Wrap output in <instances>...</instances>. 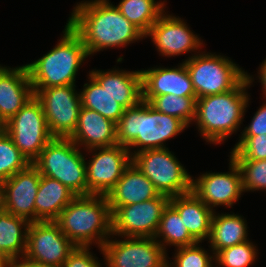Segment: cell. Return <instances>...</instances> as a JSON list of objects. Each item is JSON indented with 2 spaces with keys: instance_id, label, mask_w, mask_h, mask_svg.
Instances as JSON below:
<instances>
[{
  "instance_id": "6da1fadb",
  "label": "cell",
  "mask_w": 266,
  "mask_h": 267,
  "mask_svg": "<svg viewBox=\"0 0 266 267\" xmlns=\"http://www.w3.org/2000/svg\"><path fill=\"white\" fill-rule=\"evenodd\" d=\"M74 6L67 23L80 36L91 57L107 49L127 48L145 40V34L110 0H82Z\"/></svg>"
},
{
  "instance_id": "7a4b0ae2",
  "label": "cell",
  "mask_w": 266,
  "mask_h": 267,
  "mask_svg": "<svg viewBox=\"0 0 266 267\" xmlns=\"http://www.w3.org/2000/svg\"><path fill=\"white\" fill-rule=\"evenodd\" d=\"M248 80L245 77L234 89L198 98L192 126L207 144L221 145L234 133L241 131L250 105Z\"/></svg>"
},
{
  "instance_id": "3957f363",
  "label": "cell",
  "mask_w": 266,
  "mask_h": 267,
  "mask_svg": "<svg viewBox=\"0 0 266 267\" xmlns=\"http://www.w3.org/2000/svg\"><path fill=\"white\" fill-rule=\"evenodd\" d=\"M186 128L180 119L158 112L142 100L124 110L116 123V139L132 156L144 150L167 148L166 142Z\"/></svg>"
},
{
  "instance_id": "277c9868",
  "label": "cell",
  "mask_w": 266,
  "mask_h": 267,
  "mask_svg": "<svg viewBox=\"0 0 266 267\" xmlns=\"http://www.w3.org/2000/svg\"><path fill=\"white\" fill-rule=\"evenodd\" d=\"M88 57L90 59L82 39L66 22L57 44L37 60L26 64L33 92L76 85L78 71Z\"/></svg>"
},
{
  "instance_id": "5b68a950",
  "label": "cell",
  "mask_w": 266,
  "mask_h": 267,
  "mask_svg": "<svg viewBox=\"0 0 266 267\" xmlns=\"http://www.w3.org/2000/svg\"><path fill=\"white\" fill-rule=\"evenodd\" d=\"M55 222L76 246L101 248L112 235V217L106 196H76Z\"/></svg>"
},
{
  "instance_id": "8992f818",
  "label": "cell",
  "mask_w": 266,
  "mask_h": 267,
  "mask_svg": "<svg viewBox=\"0 0 266 267\" xmlns=\"http://www.w3.org/2000/svg\"><path fill=\"white\" fill-rule=\"evenodd\" d=\"M85 157L70 138H53L32 164L40 175L58 180L77 196H87Z\"/></svg>"
},
{
  "instance_id": "52a82bcc",
  "label": "cell",
  "mask_w": 266,
  "mask_h": 267,
  "mask_svg": "<svg viewBox=\"0 0 266 267\" xmlns=\"http://www.w3.org/2000/svg\"><path fill=\"white\" fill-rule=\"evenodd\" d=\"M206 51H201L183 61L191 77L197 99L230 91L246 77L245 69L230 57Z\"/></svg>"
},
{
  "instance_id": "ba28073f",
  "label": "cell",
  "mask_w": 266,
  "mask_h": 267,
  "mask_svg": "<svg viewBox=\"0 0 266 267\" xmlns=\"http://www.w3.org/2000/svg\"><path fill=\"white\" fill-rule=\"evenodd\" d=\"M169 148L149 149L132 155V163L168 197L192 191V175Z\"/></svg>"
},
{
  "instance_id": "9c48e42d",
  "label": "cell",
  "mask_w": 266,
  "mask_h": 267,
  "mask_svg": "<svg viewBox=\"0 0 266 267\" xmlns=\"http://www.w3.org/2000/svg\"><path fill=\"white\" fill-rule=\"evenodd\" d=\"M3 130L30 163L54 138L49 131L41 103L35 96L3 124Z\"/></svg>"
},
{
  "instance_id": "30bf717a",
  "label": "cell",
  "mask_w": 266,
  "mask_h": 267,
  "mask_svg": "<svg viewBox=\"0 0 266 267\" xmlns=\"http://www.w3.org/2000/svg\"><path fill=\"white\" fill-rule=\"evenodd\" d=\"M98 249L106 267H167L168 253L153 237L112 234Z\"/></svg>"
},
{
  "instance_id": "8fae6325",
  "label": "cell",
  "mask_w": 266,
  "mask_h": 267,
  "mask_svg": "<svg viewBox=\"0 0 266 267\" xmlns=\"http://www.w3.org/2000/svg\"><path fill=\"white\" fill-rule=\"evenodd\" d=\"M34 96L41 103L51 135L69 138L76 129L82 107L76 85L38 89Z\"/></svg>"
},
{
  "instance_id": "7c38bea8",
  "label": "cell",
  "mask_w": 266,
  "mask_h": 267,
  "mask_svg": "<svg viewBox=\"0 0 266 267\" xmlns=\"http://www.w3.org/2000/svg\"><path fill=\"white\" fill-rule=\"evenodd\" d=\"M147 38L151 39L159 56L171 58L190 53L182 61L190 59L205 47V42L191 30L183 17L169 14L167 10L150 27L145 34Z\"/></svg>"
},
{
  "instance_id": "4fadbf2b",
  "label": "cell",
  "mask_w": 266,
  "mask_h": 267,
  "mask_svg": "<svg viewBox=\"0 0 266 267\" xmlns=\"http://www.w3.org/2000/svg\"><path fill=\"white\" fill-rule=\"evenodd\" d=\"M85 156L88 195L106 196L132 162L128 148L119 144L86 150Z\"/></svg>"
},
{
  "instance_id": "5bb4252c",
  "label": "cell",
  "mask_w": 266,
  "mask_h": 267,
  "mask_svg": "<svg viewBox=\"0 0 266 267\" xmlns=\"http://www.w3.org/2000/svg\"><path fill=\"white\" fill-rule=\"evenodd\" d=\"M75 247L55 221L30 222L26 253L21 261L62 266Z\"/></svg>"
},
{
  "instance_id": "9a60e30c",
  "label": "cell",
  "mask_w": 266,
  "mask_h": 267,
  "mask_svg": "<svg viewBox=\"0 0 266 267\" xmlns=\"http://www.w3.org/2000/svg\"><path fill=\"white\" fill-rule=\"evenodd\" d=\"M228 157V172L207 171L195 178L192 176V192L213 211L220 206L232 208L244 193L240 168Z\"/></svg>"
},
{
  "instance_id": "2e32d148",
  "label": "cell",
  "mask_w": 266,
  "mask_h": 267,
  "mask_svg": "<svg viewBox=\"0 0 266 267\" xmlns=\"http://www.w3.org/2000/svg\"><path fill=\"white\" fill-rule=\"evenodd\" d=\"M170 197L159 194L148 201L118 207L112 214V234L123 237H155Z\"/></svg>"
},
{
  "instance_id": "e0dca14e",
  "label": "cell",
  "mask_w": 266,
  "mask_h": 267,
  "mask_svg": "<svg viewBox=\"0 0 266 267\" xmlns=\"http://www.w3.org/2000/svg\"><path fill=\"white\" fill-rule=\"evenodd\" d=\"M142 75V100L149 102L153 97L173 94L196 97L191 77L184 62L172 67L153 66L140 69Z\"/></svg>"
},
{
  "instance_id": "ac0fdd59",
  "label": "cell",
  "mask_w": 266,
  "mask_h": 267,
  "mask_svg": "<svg viewBox=\"0 0 266 267\" xmlns=\"http://www.w3.org/2000/svg\"><path fill=\"white\" fill-rule=\"evenodd\" d=\"M40 172L30 163L5 182V210L12 215L35 222V198L40 184Z\"/></svg>"
},
{
  "instance_id": "d6986e66",
  "label": "cell",
  "mask_w": 266,
  "mask_h": 267,
  "mask_svg": "<svg viewBox=\"0 0 266 267\" xmlns=\"http://www.w3.org/2000/svg\"><path fill=\"white\" fill-rule=\"evenodd\" d=\"M33 96V87L26 64L17 67L0 64V122L2 125Z\"/></svg>"
},
{
  "instance_id": "ffe728a7",
  "label": "cell",
  "mask_w": 266,
  "mask_h": 267,
  "mask_svg": "<svg viewBox=\"0 0 266 267\" xmlns=\"http://www.w3.org/2000/svg\"><path fill=\"white\" fill-rule=\"evenodd\" d=\"M69 138L84 151L118 144L116 123L84 107L80 109L76 129Z\"/></svg>"
},
{
  "instance_id": "44dd1931",
  "label": "cell",
  "mask_w": 266,
  "mask_h": 267,
  "mask_svg": "<svg viewBox=\"0 0 266 267\" xmlns=\"http://www.w3.org/2000/svg\"><path fill=\"white\" fill-rule=\"evenodd\" d=\"M88 72L125 109L142 101V75L140 70L128 71L115 66L106 71L94 68Z\"/></svg>"
},
{
  "instance_id": "7402d4cb",
  "label": "cell",
  "mask_w": 266,
  "mask_h": 267,
  "mask_svg": "<svg viewBox=\"0 0 266 267\" xmlns=\"http://www.w3.org/2000/svg\"><path fill=\"white\" fill-rule=\"evenodd\" d=\"M158 195L153 183L131 162L106 198L112 214L120 206L148 201Z\"/></svg>"
},
{
  "instance_id": "603a6c76",
  "label": "cell",
  "mask_w": 266,
  "mask_h": 267,
  "mask_svg": "<svg viewBox=\"0 0 266 267\" xmlns=\"http://www.w3.org/2000/svg\"><path fill=\"white\" fill-rule=\"evenodd\" d=\"M169 203L178 211L190 235L197 242L207 241L214 211L206 206L192 191L170 197Z\"/></svg>"
},
{
  "instance_id": "cb8c5ba5",
  "label": "cell",
  "mask_w": 266,
  "mask_h": 267,
  "mask_svg": "<svg viewBox=\"0 0 266 267\" xmlns=\"http://www.w3.org/2000/svg\"><path fill=\"white\" fill-rule=\"evenodd\" d=\"M247 220L234 212H216L212 216L208 247L216 254L219 250L250 240Z\"/></svg>"
},
{
  "instance_id": "d4e9b609",
  "label": "cell",
  "mask_w": 266,
  "mask_h": 267,
  "mask_svg": "<svg viewBox=\"0 0 266 267\" xmlns=\"http://www.w3.org/2000/svg\"><path fill=\"white\" fill-rule=\"evenodd\" d=\"M76 196L58 180L41 175L35 198V222L55 221Z\"/></svg>"
},
{
  "instance_id": "484cf974",
  "label": "cell",
  "mask_w": 266,
  "mask_h": 267,
  "mask_svg": "<svg viewBox=\"0 0 266 267\" xmlns=\"http://www.w3.org/2000/svg\"><path fill=\"white\" fill-rule=\"evenodd\" d=\"M29 224L25 218L12 215L6 210L0 213V253L13 264L24 258Z\"/></svg>"
},
{
  "instance_id": "4316f807",
  "label": "cell",
  "mask_w": 266,
  "mask_h": 267,
  "mask_svg": "<svg viewBox=\"0 0 266 267\" xmlns=\"http://www.w3.org/2000/svg\"><path fill=\"white\" fill-rule=\"evenodd\" d=\"M86 83L80 89L81 105L100 113L105 118L117 123L125 108L106 91L89 73Z\"/></svg>"
},
{
  "instance_id": "83f0119b",
  "label": "cell",
  "mask_w": 266,
  "mask_h": 267,
  "mask_svg": "<svg viewBox=\"0 0 266 267\" xmlns=\"http://www.w3.org/2000/svg\"><path fill=\"white\" fill-rule=\"evenodd\" d=\"M154 238L166 252L170 246L176 249L197 243L184 225L178 211L170 203L162 213Z\"/></svg>"
},
{
  "instance_id": "f1b7e54d",
  "label": "cell",
  "mask_w": 266,
  "mask_h": 267,
  "mask_svg": "<svg viewBox=\"0 0 266 267\" xmlns=\"http://www.w3.org/2000/svg\"><path fill=\"white\" fill-rule=\"evenodd\" d=\"M167 0H120L116 7L132 24L146 34L167 10Z\"/></svg>"
},
{
  "instance_id": "f546056e",
  "label": "cell",
  "mask_w": 266,
  "mask_h": 267,
  "mask_svg": "<svg viewBox=\"0 0 266 267\" xmlns=\"http://www.w3.org/2000/svg\"><path fill=\"white\" fill-rule=\"evenodd\" d=\"M196 101L197 97L165 94L153 97L148 104L156 111L176 117L190 127L195 119Z\"/></svg>"
},
{
  "instance_id": "4dcf8cb0",
  "label": "cell",
  "mask_w": 266,
  "mask_h": 267,
  "mask_svg": "<svg viewBox=\"0 0 266 267\" xmlns=\"http://www.w3.org/2000/svg\"><path fill=\"white\" fill-rule=\"evenodd\" d=\"M257 244L252 240L219 250L215 263L219 267H250L258 260Z\"/></svg>"
},
{
  "instance_id": "1f68e13d",
  "label": "cell",
  "mask_w": 266,
  "mask_h": 267,
  "mask_svg": "<svg viewBox=\"0 0 266 267\" xmlns=\"http://www.w3.org/2000/svg\"><path fill=\"white\" fill-rule=\"evenodd\" d=\"M29 164L30 162L2 129L0 131V180L6 181Z\"/></svg>"
},
{
  "instance_id": "d6a6232c",
  "label": "cell",
  "mask_w": 266,
  "mask_h": 267,
  "mask_svg": "<svg viewBox=\"0 0 266 267\" xmlns=\"http://www.w3.org/2000/svg\"><path fill=\"white\" fill-rule=\"evenodd\" d=\"M201 243L176 248L172 255L173 260L167 256V267H210L215 263V254L207 248L208 253Z\"/></svg>"
},
{
  "instance_id": "836d02e7",
  "label": "cell",
  "mask_w": 266,
  "mask_h": 267,
  "mask_svg": "<svg viewBox=\"0 0 266 267\" xmlns=\"http://www.w3.org/2000/svg\"><path fill=\"white\" fill-rule=\"evenodd\" d=\"M242 175L243 192H266V160H234Z\"/></svg>"
},
{
  "instance_id": "e575fe53",
  "label": "cell",
  "mask_w": 266,
  "mask_h": 267,
  "mask_svg": "<svg viewBox=\"0 0 266 267\" xmlns=\"http://www.w3.org/2000/svg\"><path fill=\"white\" fill-rule=\"evenodd\" d=\"M238 137L229 152L233 160H266V135Z\"/></svg>"
},
{
  "instance_id": "d590c367",
  "label": "cell",
  "mask_w": 266,
  "mask_h": 267,
  "mask_svg": "<svg viewBox=\"0 0 266 267\" xmlns=\"http://www.w3.org/2000/svg\"><path fill=\"white\" fill-rule=\"evenodd\" d=\"M92 246H76L68 255L62 267H106L99 257L92 253ZM103 265V266H102Z\"/></svg>"
},
{
  "instance_id": "8d00e7d4",
  "label": "cell",
  "mask_w": 266,
  "mask_h": 267,
  "mask_svg": "<svg viewBox=\"0 0 266 267\" xmlns=\"http://www.w3.org/2000/svg\"><path fill=\"white\" fill-rule=\"evenodd\" d=\"M239 136L266 135V100L254 113L250 124L241 129Z\"/></svg>"
},
{
  "instance_id": "74e56055",
  "label": "cell",
  "mask_w": 266,
  "mask_h": 267,
  "mask_svg": "<svg viewBox=\"0 0 266 267\" xmlns=\"http://www.w3.org/2000/svg\"><path fill=\"white\" fill-rule=\"evenodd\" d=\"M249 72L246 71V78L248 80L249 86L251 87L252 85L254 86L253 82L255 83L254 80H258L257 82L261 83L262 87V98L266 100V58L262 61V63L259 64L258 70H257V75H251ZM256 77V78H254Z\"/></svg>"
},
{
  "instance_id": "f35d334b",
  "label": "cell",
  "mask_w": 266,
  "mask_h": 267,
  "mask_svg": "<svg viewBox=\"0 0 266 267\" xmlns=\"http://www.w3.org/2000/svg\"><path fill=\"white\" fill-rule=\"evenodd\" d=\"M14 267H62V266L44 265L39 263L20 261L19 263L14 264Z\"/></svg>"
},
{
  "instance_id": "ab89813d",
  "label": "cell",
  "mask_w": 266,
  "mask_h": 267,
  "mask_svg": "<svg viewBox=\"0 0 266 267\" xmlns=\"http://www.w3.org/2000/svg\"><path fill=\"white\" fill-rule=\"evenodd\" d=\"M5 182L0 180V213L5 211Z\"/></svg>"
},
{
  "instance_id": "60d3db41",
  "label": "cell",
  "mask_w": 266,
  "mask_h": 267,
  "mask_svg": "<svg viewBox=\"0 0 266 267\" xmlns=\"http://www.w3.org/2000/svg\"><path fill=\"white\" fill-rule=\"evenodd\" d=\"M0 267H14V264L0 253Z\"/></svg>"
},
{
  "instance_id": "b9f144b4",
  "label": "cell",
  "mask_w": 266,
  "mask_h": 267,
  "mask_svg": "<svg viewBox=\"0 0 266 267\" xmlns=\"http://www.w3.org/2000/svg\"><path fill=\"white\" fill-rule=\"evenodd\" d=\"M210 267H219V266L216 263H214Z\"/></svg>"
},
{
  "instance_id": "7bdbcfd3",
  "label": "cell",
  "mask_w": 266,
  "mask_h": 267,
  "mask_svg": "<svg viewBox=\"0 0 266 267\" xmlns=\"http://www.w3.org/2000/svg\"><path fill=\"white\" fill-rule=\"evenodd\" d=\"M3 129V125L2 123L0 122V131Z\"/></svg>"
}]
</instances>
